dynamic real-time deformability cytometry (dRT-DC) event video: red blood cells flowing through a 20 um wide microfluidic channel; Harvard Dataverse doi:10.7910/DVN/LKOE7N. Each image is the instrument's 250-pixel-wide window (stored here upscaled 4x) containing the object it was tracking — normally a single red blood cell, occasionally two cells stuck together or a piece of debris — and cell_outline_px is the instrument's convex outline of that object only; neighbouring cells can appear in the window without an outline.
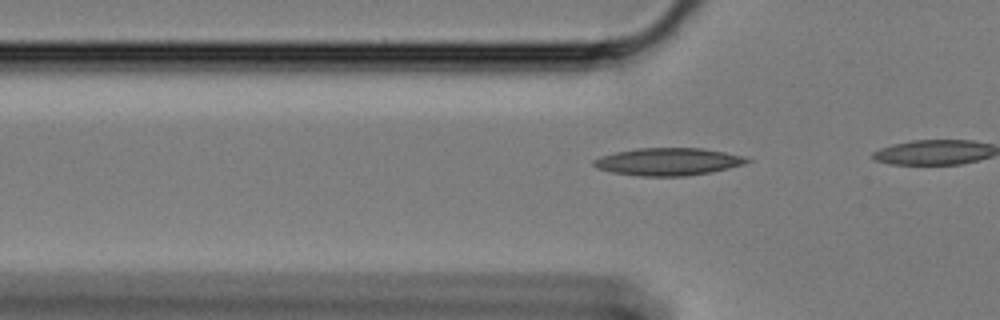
{"species": "Egyptian fruit bat (a non-hibernating species)", "species_latin": "Rousettus aegyptiacus", "temperature_condition": "cold", "stored_images_in_passage": 7, "camera_frame_rate_fps": 3000, "um_per_image_px": 0.085, "animal": {"sex": "female"}, "frame": {"image": 1, "passage_image": 4, "time_ms": 1.0, "image_size_px": [1000, 320], "cell_outline_px": [[752, 160], [744, 164], [712, 172], [684, 176], [640, 176], [612, 172], [596, 168], [592, 164], [592, 160], [600, 156], [616, 152], [636, 148], [704, 148], [744, 156]], "centroid_in_image_um": [56.77, 13.74], "position_along_channel_um": 69.0, "area_um2": 24.62}}